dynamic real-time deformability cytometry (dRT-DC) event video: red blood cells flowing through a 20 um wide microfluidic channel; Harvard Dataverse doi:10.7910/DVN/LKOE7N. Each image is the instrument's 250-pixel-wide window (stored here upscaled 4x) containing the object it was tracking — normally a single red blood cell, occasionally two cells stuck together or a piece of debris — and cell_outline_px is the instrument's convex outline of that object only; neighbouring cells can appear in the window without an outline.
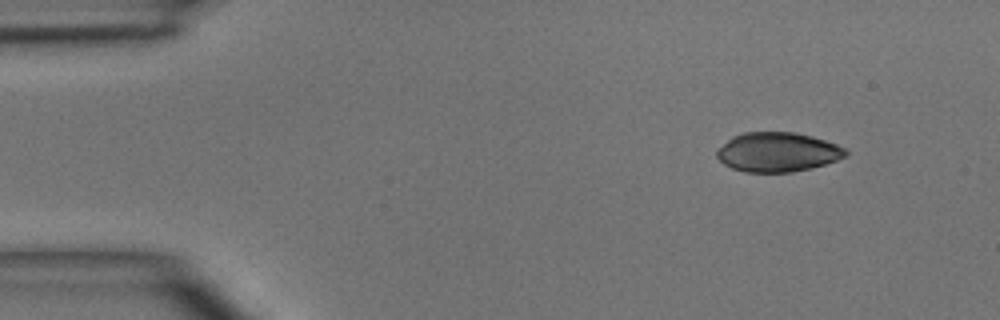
{"species": "common noctule bat (a hibernating species)", "species_latin": "Nyctalus noctula", "temperature_condition": "room temperature", "stored_images_in_passage": 4, "camera_frame_rate_fps": 3000, "um_per_image_px": 0.085, "animal": {"sex": "male", "body_mass_g": 15.6}, "frame": {"image": 1, "passage_image": 1, "time_ms": 0.0, "image_size_px": [1000, 320], "cell_outline_px": [[848, 156], [812, 168], [792, 172], [744, 172], [732, 168], [724, 164], [716, 156], [716, 152], [732, 136], [744, 132], [796, 132], [812, 136], [836, 144], [844, 148], [848, 152]], "centroid_in_image_um": [66.1, 12.93], "position_along_channel_um": 18.9, "area_um2": 29.54}}